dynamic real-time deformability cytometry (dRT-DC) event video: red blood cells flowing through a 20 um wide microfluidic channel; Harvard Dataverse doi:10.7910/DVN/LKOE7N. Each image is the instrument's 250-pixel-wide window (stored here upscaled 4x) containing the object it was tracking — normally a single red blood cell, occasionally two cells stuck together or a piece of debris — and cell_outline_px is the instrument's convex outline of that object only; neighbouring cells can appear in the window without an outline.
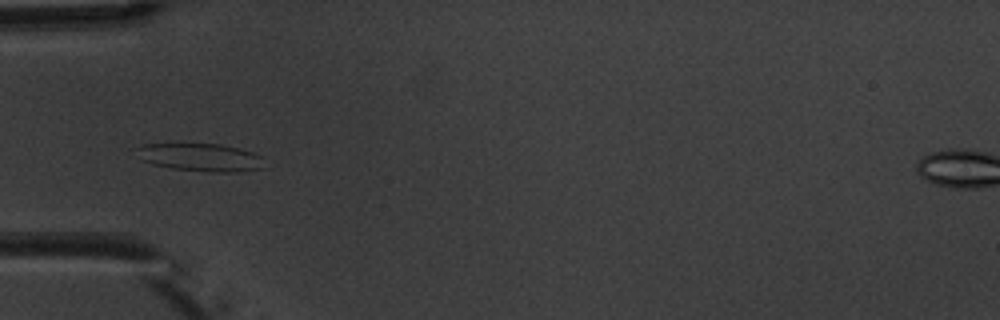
{"species": "common noctule bat (a hibernating species)", "species_latin": "Nyctalus noctula", "temperature_condition": "warm", "stored_images_in_passage": 5, "camera_frame_rate_fps": 3000, "um_per_image_px": 0.085, "animal": {"sex": "male", "body_mass_g": 20.1, "forearm_length_mm": 53.5}, "frame": {"image": 1, "passage_image": 4, "time_ms": 4.333, "image_size_px": [1000, 320], "cell_outline_px": [[260, 168], [236, 172], [212, 172], [172, 168], [152, 164], [140, 160], [132, 148], [144, 144], [220, 144], [240, 148], [252, 152], [260, 156]], "centroid_in_image_um": [16.92, 13.36], "position_along_channel_um": 68.1, "area_um2": 20.63}}